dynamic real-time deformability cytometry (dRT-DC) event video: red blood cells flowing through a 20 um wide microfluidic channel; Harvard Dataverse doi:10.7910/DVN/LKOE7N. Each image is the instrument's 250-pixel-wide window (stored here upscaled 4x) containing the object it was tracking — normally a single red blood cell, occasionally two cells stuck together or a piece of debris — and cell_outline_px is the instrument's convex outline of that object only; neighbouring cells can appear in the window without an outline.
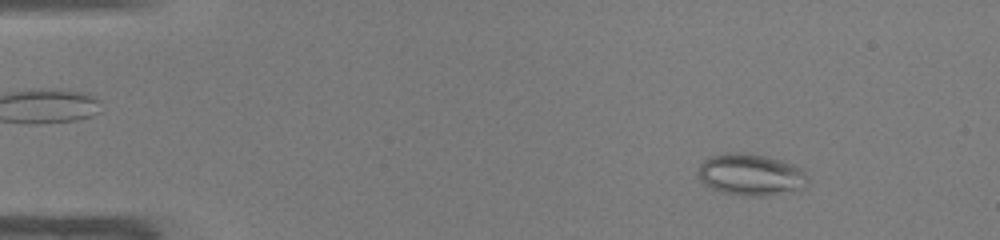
{"species": "common noctule bat (a hibernating species)", "species_latin": "Nyctalus noctula", "temperature_condition": "warm", "stored_images_in_passage": 46, "camera_frame_rate_fps": 3000, "um_per_image_px": 0.085, "animal": {"sex": "male", "body_mass_g": 19.0, "forearm_length_mm": 50.8}, "frame": {"image": 1, "passage_image": 5, "time_ms": 1.333, "image_size_px": [1000, 240], "cell_outline_px": [[808, 180], [804, 188], [760, 196], [748, 196], [724, 192], [712, 188], [704, 184], [700, 180], [696, 172], [700, 164], [704, 160], [712, 156], [728, 152], [744, 152], [784, 160], [800, 168], [808, 176]], "centroid_in_image_um": [63.79, 14.82], "position_along_channel_um": 21.2, "area_um2": 26.53}}
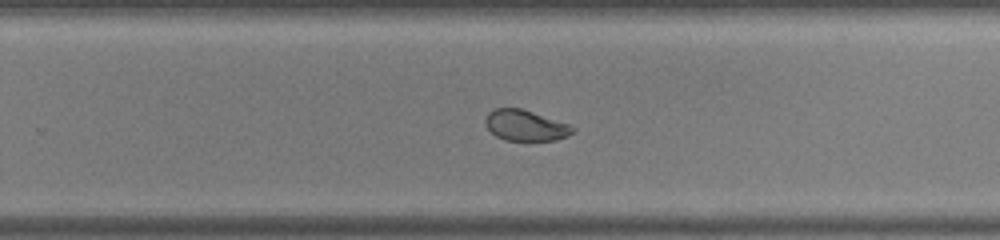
{"frame": {"image": 2, "passage_image": 30, "time_ms": 9.667, "image_size_px": [1000, 240], "cell_outline_px": [[576, 132], [568, 136], [556, 140], [504, 140], [496, 136], [484, 124], [484, 120], [488, 112], [496, 108], [520, 108], [568, 124], [576, 128]], "centroid_in_image_um": [44.66, 10.67], "position_along_channel_um": 285.1, "area_um2": 15.61}}
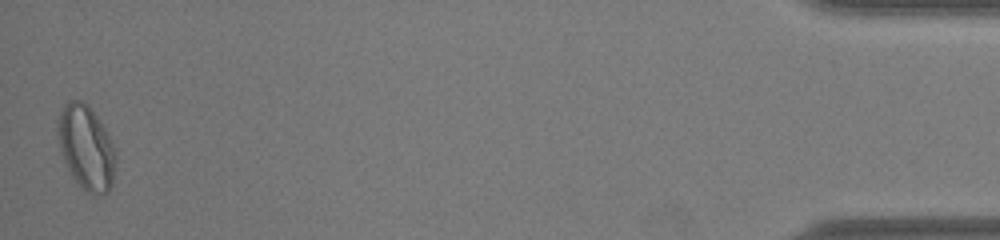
{"frame": {"image": 3, "passage_image": 46, "time_ms": 15.0, "image_size_px": [1000, 240], "cell_outline_px": [[116, 160], [112, 184], [108, 192], [104, 196], [92, 196], [72, 176], [64, 160], [60, 148], [56, 132], [56, 120], [64, 104], [68, 100], [80, 100], [88, 104], [104, 128], [112, 144]], "centroid_in_image_um": [7.3, 12.54], "position_along_channel_um": 427.9, "area_um2": 28.44}, "authors_computed_cell_mechanics": {"area_um2": 21.2993, "velocity_mm_per_s": 4.2825, "shape_relaxation_time_tau1_ms": null, "shape_relaxation_time_tau2_ms": 0.9115, "deformation_change_tau1": null, "deformation_change_tau2": 0.0485}}